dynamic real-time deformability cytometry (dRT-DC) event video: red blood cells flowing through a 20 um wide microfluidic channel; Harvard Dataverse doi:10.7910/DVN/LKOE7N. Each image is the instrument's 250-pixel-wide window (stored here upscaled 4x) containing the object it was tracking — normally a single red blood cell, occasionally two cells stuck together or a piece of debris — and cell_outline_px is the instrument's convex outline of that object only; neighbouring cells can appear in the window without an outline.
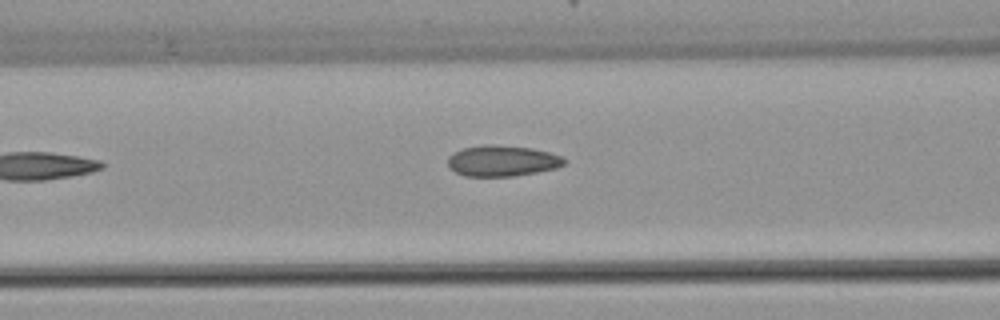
{"species": "common noctule bat (a hibernating species)", "species_latin": "Nyctalus noctula", "temperature_condition": "warm", "stored_images_in_passage": 4, "camera_frame_rate_fps": 3000, "um_per_image_px": 0.085, "animal": {"sex": "female", "body_mass_g": 22.7, "forearm_length_mm": 54.2}, "frame": {"image": 1, "passage_image": 4, "time_ms": 3.667, "image_size_px": [1000, 320], "cell_outline_px": [[568, 160], [564, 164], [556, 168], [536, 172], [512, 176], [464, 176], [456, 172], [448, 164], [448, 156], [452, 152], [464, 148], [484, 144], [492, 144], [532, 148], [548, 152], [560, 156]], "centroid_in_image_um": [42.68, 13.66], "position_along_channel_um": 123.9, "area_um2": 20.92}}